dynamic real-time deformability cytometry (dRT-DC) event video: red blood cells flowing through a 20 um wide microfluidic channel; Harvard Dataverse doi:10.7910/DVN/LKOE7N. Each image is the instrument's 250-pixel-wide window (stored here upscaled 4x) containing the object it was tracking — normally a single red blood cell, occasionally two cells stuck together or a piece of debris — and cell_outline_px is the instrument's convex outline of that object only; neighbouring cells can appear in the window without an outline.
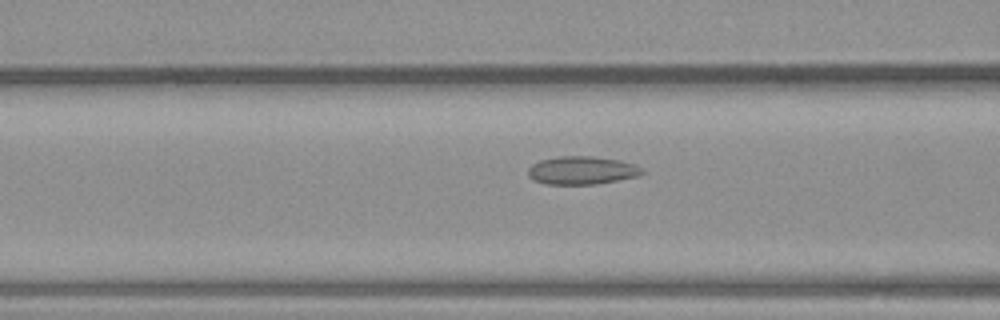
{"species": "common noctule bat (a hibernating species)", "species_latin": "Nyctalus noctula", "temperature_condition": "warm", "stored_images_in_passage": 30, "camera_frame_rate_fps": 3000, "um_per_image_px": 0.085, "animal": {"sex": "male", "body_mass_g": 23.1, "forearm_length_mm": 52.7}, "frame": {"image": 1, "passage_image": 4, "time_ms": 1.0, "image_size_px": [1000, 320], "cell_outline_px": [[644, 172], [640, 176], [596, 184], [544, 184], [532, 180], [528, 176], [528, 168], [532, 164], [540, 160], [560, 156], [592, 156], [620, 160], [636, 164]], "centroid_in_image_um": [49.45, 14.48], "position_along_channel_um": 117.2, "area_um2": 18.84}}
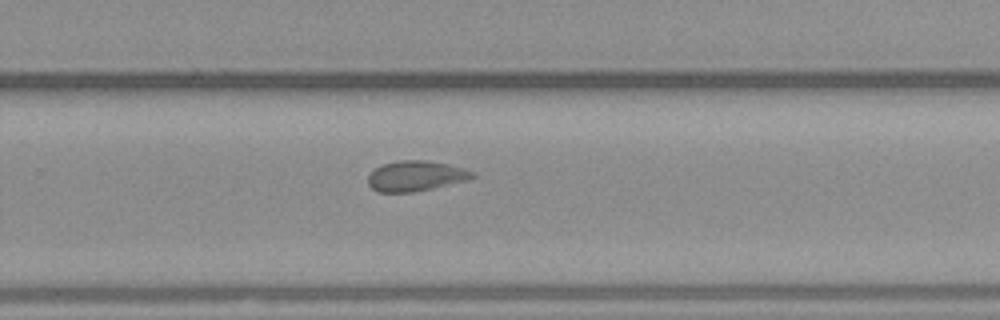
{"frame": {"image": 2, "passage_image": 15, "time_ms": 4.667, "image_size_px": [1000, 320], "cell_outline_px": [[476, 176], [468, 180], [432, 188], [412, 192], [376, 192], [368, 184], [368, 176], [376, 168], [384, 164], [400, 160], [424, 160], [448, 164], [464, 168], [476, 172]], "centroid_in_image_um": [35.36, 14.96], "position_along_channel_um": 294.4, "area_um2": 18.38}}
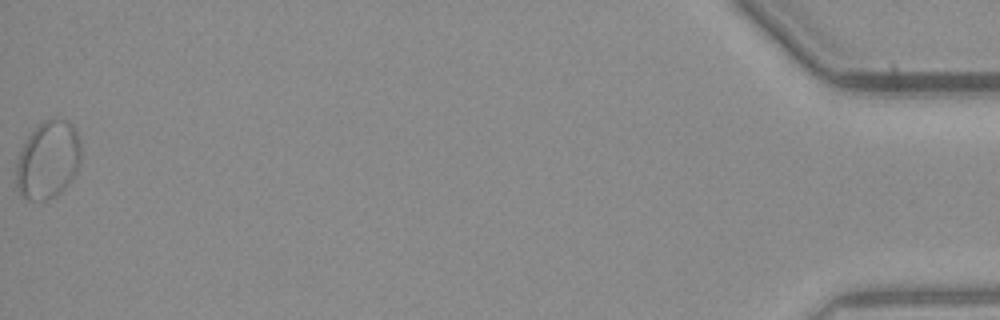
{"frame": {"image": 3, "passage_image": 30, "time_ms": 9.667, "image_size_px": [1000, 320], "cell_outline_px": [[80, 160], [76, 172], [64, 188], [56, 196], [44, 200], [28, 200], [20, 196], [16, 188], [16, 160], [28, 136], [44, 120], [56, 116], [60, 116], [68, 120], [72, 124], [76, 132], [80, 144]], "centroid_in_image_um": [4.06, 13.58], "position_along_channel_um": 431.1, "area_um2": 29.54}}